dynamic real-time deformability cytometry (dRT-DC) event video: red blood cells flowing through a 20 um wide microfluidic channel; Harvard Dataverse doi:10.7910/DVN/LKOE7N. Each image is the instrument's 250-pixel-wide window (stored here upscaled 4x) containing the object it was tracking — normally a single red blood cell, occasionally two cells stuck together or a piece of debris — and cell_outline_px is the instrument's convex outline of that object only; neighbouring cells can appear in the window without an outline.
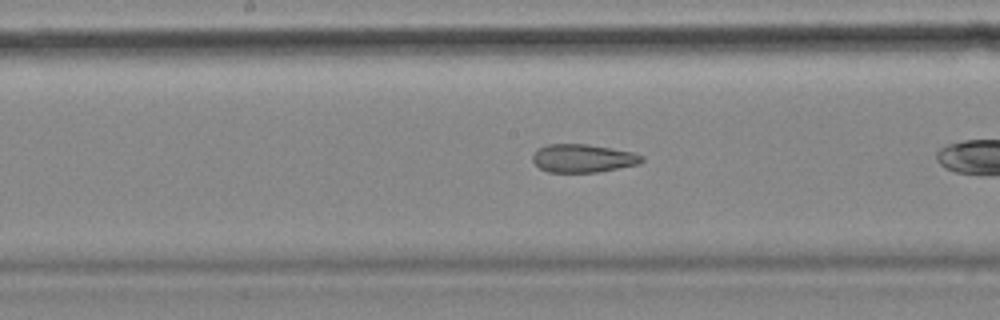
{"species": "common noctule bat (a hibernating species)", "species_latin": "Nyctalus noctula", "temperature_condition": "cold", "stored_images_in_passage": 28, "camera_frame_rate_fps": 3000, "um_per_image_px": 0.085, "animal": {"sex": "female", "body_mass_g": 18.4}, "frame": {"image": 1, "passage_image": 13, "time_ms": 4.0, "image_size_px": [1000, 320], "cell_outline_px": [[644, 160], [640, 164], [596, 172], [548, 172], [540, 168], [532, 160], [532, 156], [540, 148], [548, 144], [588, 144], [612, 148], [632, 152], [644, 156]], "centroid_in_image_um": [49.58, 13.45], "position_along_channel_um": 198.6, "area_um2": 17.86}}